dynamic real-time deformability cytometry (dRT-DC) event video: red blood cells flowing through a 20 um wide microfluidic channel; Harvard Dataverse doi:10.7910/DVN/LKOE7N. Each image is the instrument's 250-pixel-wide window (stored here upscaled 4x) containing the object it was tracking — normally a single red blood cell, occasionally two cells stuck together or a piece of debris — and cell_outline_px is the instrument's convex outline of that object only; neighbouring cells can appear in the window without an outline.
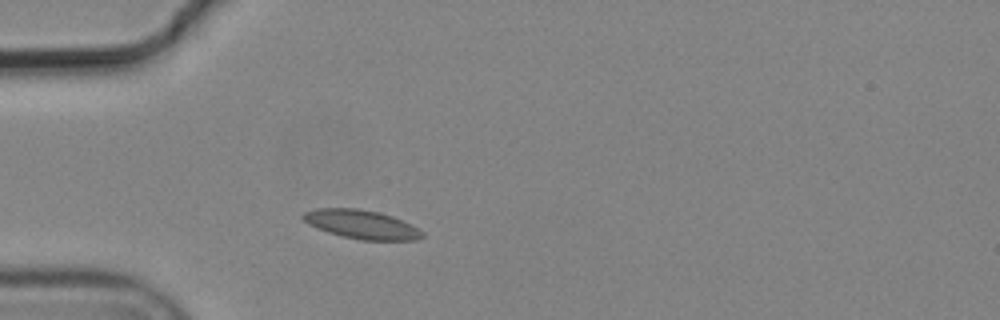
{"species": "common noctule bat (a hibernating species)", "species_latin": "Nyctalus noctula", "temperature_condition": "cold", "stored_images_in_passage": 1, "camera_frame_rate_fps": 3000, "um_per_image_px": 0.085, "animal": {"sex": "male", "body_mass_g": 19.2, "forearm_length_mm": 51.8}, "frame": {"image": 1, "passage_image": 1, "time_ms": 0.0, "image_size_px": [1000, 320], "cell_outline_px": [[424, 236], [416, 240], [360, 240], [328, 232], [316, 228], [308, 224], [300, 216], [304, 212], [316, 208], [356, 208], [380, 212], [392, 216], [424, 232]], "centroid_in_image_um": [30.69, 19.07], "position_along_channel_um": 54.3, "area_um2": 19.88}}